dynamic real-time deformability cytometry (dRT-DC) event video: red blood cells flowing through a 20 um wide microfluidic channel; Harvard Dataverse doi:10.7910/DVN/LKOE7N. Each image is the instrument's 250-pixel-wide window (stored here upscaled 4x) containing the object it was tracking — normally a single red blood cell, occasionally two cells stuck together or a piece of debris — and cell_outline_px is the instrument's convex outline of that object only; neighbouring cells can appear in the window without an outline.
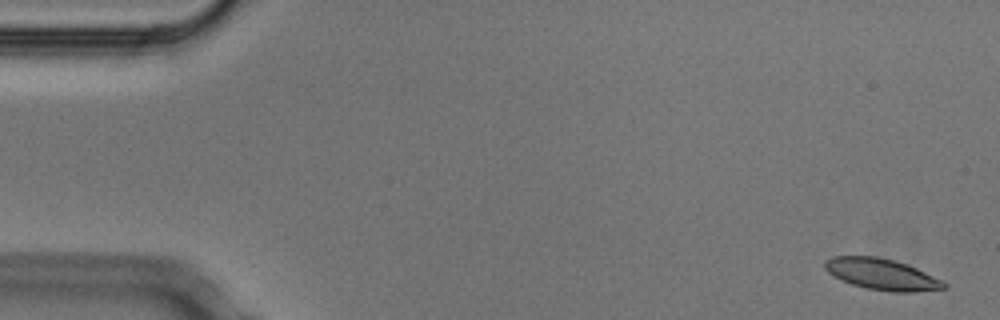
{"species": "Egyptian fruit bat (a non-hibernating species)", "species_latin": "Rousettus aegyptiacus", "temperature_condition": "cold", "stored_images_in_passage": 5, "camera_frame_rate_fps": 3000, "um_per_image_px": 0.085, "animal": {"sex": "male"}, "frame": {"image": 1, "passage_image": 1, "time_ms": 0.0, "image_size_px": [1000, 320], "cell_outline_px": [[948, 288], [912, 292], [896, 292], [868, 288], [852, 284], [828, 272], [824, 268], [824, 260], [832, 256], [876, 256], [908, 264], [948, 284]], "centroid_in_image_um": [74.95, 23.3], "position_along_channel_um": 10.1, "area_um2": 21.33}}